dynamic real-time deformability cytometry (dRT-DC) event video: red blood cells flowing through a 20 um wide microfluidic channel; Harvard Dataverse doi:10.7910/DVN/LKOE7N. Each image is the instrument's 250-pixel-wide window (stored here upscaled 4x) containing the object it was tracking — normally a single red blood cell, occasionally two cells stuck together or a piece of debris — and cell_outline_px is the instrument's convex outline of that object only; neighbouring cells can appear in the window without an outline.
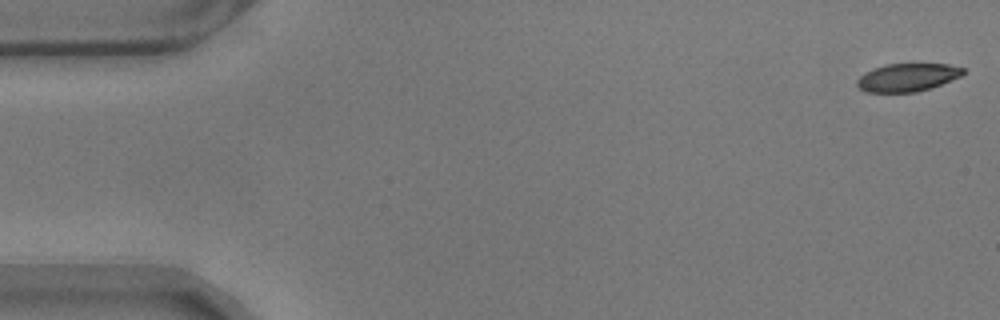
{"species": "common noctule bat (a hibernating species)", "species_latin": "Nyctalus noctula", "temperature_condition": "warm", "stored_images_in_passage": 57, "camera_frame_rate_fps": 3000, "um_per_image_px": 0.085, "animal": {"sex": "male", "body_mass_g": 17.9}, "frame": {"image": 1, "passage_image": 1, "time_ms": 0.0, "image_size_px": [1000, 320], "cell_outline_px": [[964, 72], [960, 76], [932, 88], [916, 92], [868, 92], [860, 88], [856, 84], [856, 80], [860, 76], [872, 68], [884, 64], [948, 64], [964, 68]], "centroid_in_image_um": [77.11, 6.57], "position_along_channel_um": 7.9, "area_um2": 17.28}}
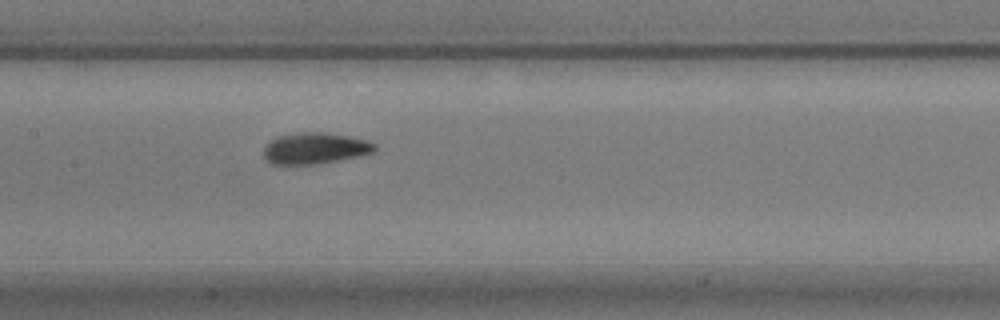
{"frame": {"image": 2, "passage_image": 27, "time_ms": 8.667, "image_size_px": [1000, 320], "cell_outline_px": [[376, 152], [360, 156], [316, 164], [272, 164], [264, 156], [264, 148], [276, 136], [300, 132], [328, 132], [368, 140], [376, 144]], "centroid_in_image_um": [26.83, 12.59], "position_along_channel_um": 180.6, "area_um2": 20.29}}
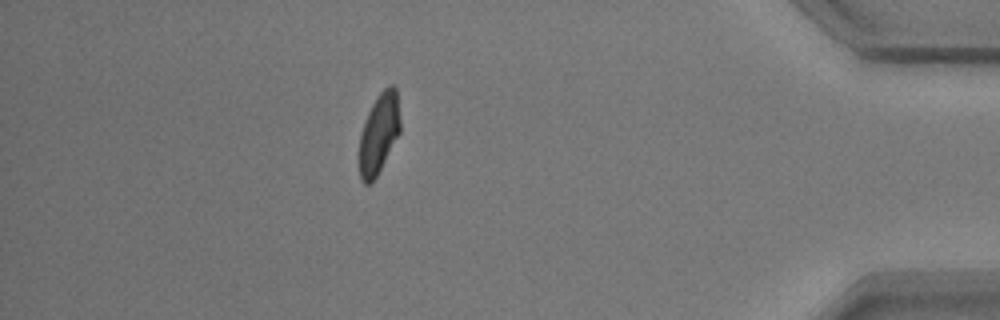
{"frame": {"image": 3, "passage_image": 50, "time_ms": 16.333, "image_size_px": [1000, 320], "cell_outline_px": [[400, 132], [372, 184], [364, 184], [360, 180], [360, 132], [364, 120], [376, 96], [388, 84], [392, 84], [396, 88], [400, 120]], "centroid_in_image_um": [32.2, 11.33], "position_along_channel_um": 403.0, "area_um2": 19.13}, "authors_computed_cell_mechanics": {"area_um2": 19.4786, "velocity_mm_per_s": 3.5093, "shape_relaxation_time_tau1_ms": 3.362, "shape_relaxation_time_tau2_ms": 0.9592, "deformation_change_tau1": 0.1359, "deformation_change_tau2": 0.064}}